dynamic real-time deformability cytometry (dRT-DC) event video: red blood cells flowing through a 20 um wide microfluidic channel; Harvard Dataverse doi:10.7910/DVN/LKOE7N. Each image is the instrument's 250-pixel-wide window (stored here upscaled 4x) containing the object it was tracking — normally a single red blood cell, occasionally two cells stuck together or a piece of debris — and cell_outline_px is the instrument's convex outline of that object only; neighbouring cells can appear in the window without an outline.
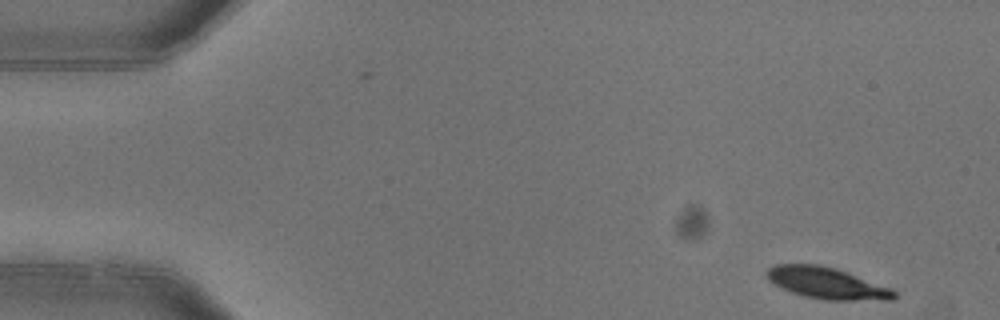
{"species": "common noctule bat (a hibernating species)", "species_latin": "Nyctalus noctula", "temperature_condition": "warm", "stored_images_in_passage": 6, "camera_frame_rate_fps": 3000, "um_per_image_px": 0.085, "animal": {"sex": "female"}, "frame": {"image": 1, "passage_image": 1, "time_ms": 0.0, "image_size_px": [1000, 320], "cell_outline_px": [[896, 296], [892, 300], [824, 300], [804, 296], [792, 292], [768, 280], [764, 272], [768, 268], [776, 264], [816, 264], [832, 268], [844, 272], [888, 288], [896, 292]], "centroid_in_image_um": [70.21, 24.07], "position_along_channel_um": 14.8, "area_um2": 22.72}}